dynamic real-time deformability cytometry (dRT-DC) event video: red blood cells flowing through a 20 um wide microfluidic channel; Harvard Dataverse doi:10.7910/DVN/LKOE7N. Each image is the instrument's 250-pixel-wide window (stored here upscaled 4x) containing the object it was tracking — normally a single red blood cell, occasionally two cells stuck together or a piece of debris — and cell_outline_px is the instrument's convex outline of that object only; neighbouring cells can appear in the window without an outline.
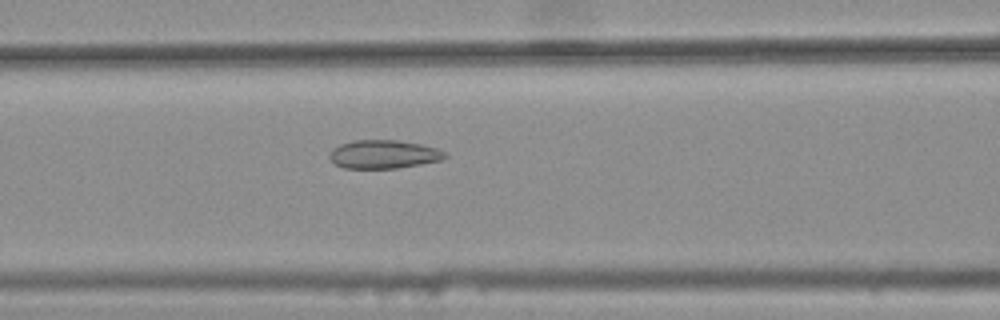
{"species": "common noctule bat (a hibernating species)", "species_latin": "Nyctalus noctula", "temperature_condition": "warm", "stored_images_in_passage": 36, "camera_frame_rate_fps": 3000, "um_per_image_px": 0.085, "animal": {"sex": "female", "body_mass_g": 25.1}, "frame": {"image": 1, "passage_image": 14, "time_ms": 4.333, "image_size_px": [1000, 320], "cell_outline_px": [[448, 156], [440, 160], [420, 164], [396, 168], [344, 168], [336, 164], [328, 156], [332, 148], [340, 144], [352, 140], [400, 140], [420, 144], [436, 148], [444, 152]], "centroid_in_image_um": [32.58, 13.1], "position_along_channel_um": 134.0, "area_um2": 19.07}}
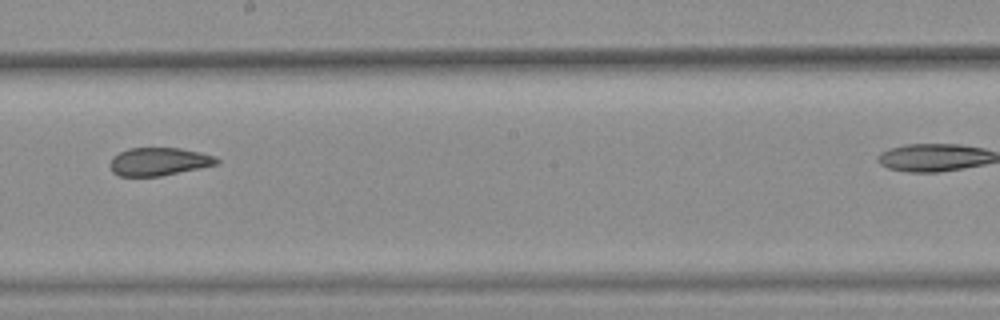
{"frame": {"image": 2, "passage_image": 22, "time_ms": 7.0, "image_size_px": [1000, 320], "cell_outline_px": [[220, 160], [216, 164], [200, 168], [160, 176], [120, 176], [112, 172], [108, 164], [112, 156], [128, 148], [180, 148], [200, 152], [216, 156]], "centroid_in_image_um": [13.47, 13.73], "position_along_channel_um": 234.7, "area_um2": 17.51}}
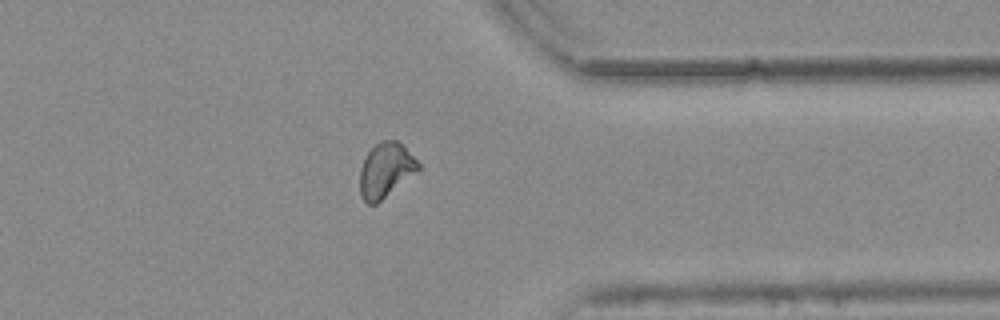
{"frame": {"image": 3, "passage_image": 34, "time_ms": 11.0, "image_size_px": [1000, 320], "cell_outline_px": [[420, 168], [376, 204], [368, 204], [360, 196], [360, 168], [368, 152], [380, 140], [396, 140], [420, 164]], "centroid_in_image_um": [32.74, 14.47], "position_along_channel_um": 378.7, "area_um2": 18.03}}